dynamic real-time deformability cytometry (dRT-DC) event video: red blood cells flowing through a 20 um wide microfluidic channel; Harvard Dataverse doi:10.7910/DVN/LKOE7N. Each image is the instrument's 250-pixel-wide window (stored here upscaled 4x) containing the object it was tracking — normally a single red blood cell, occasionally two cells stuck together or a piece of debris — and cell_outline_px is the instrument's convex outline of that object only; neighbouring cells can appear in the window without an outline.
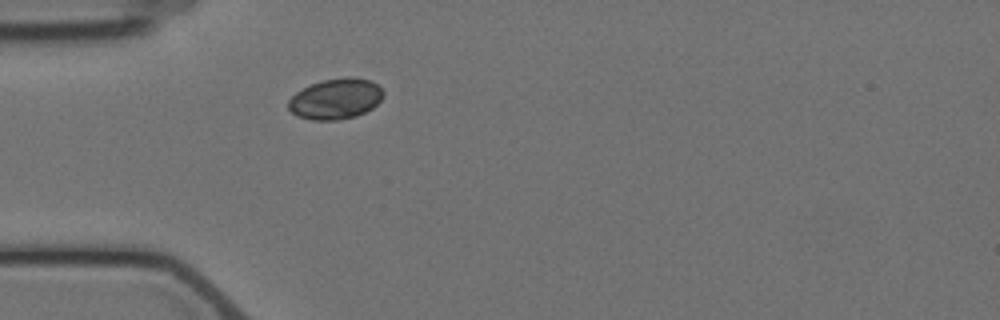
{"species": "Egyptian fruit bat (a non-hibernating species)", "species_latin": "Rousettus aegyptiacus", "temperature_condition": "cold", "stored_images_in_passage": 3, "camera_frame_rate_fps": 3000, "um_per_image_px": 0.085, "animal": {"sex": "female"}, "frame": {"image": 1, "passage_image": 3, "time_ms": 2.333, "image_size_px": [1000, 320], "cell_outline_px": [[384, 96], [372, 108], [356, 116], [336, 120], [312, 120], [296, 116], [288, 108], [288, 100], [296, 92], [312, 84], [324, 80], [344, 76], [352, 76], [372, 80], [384, 92]], "centroid_in_image_um": [28.53, 8.39], "position_along_channel_um": 56.5, "area_um2": 22.54}}